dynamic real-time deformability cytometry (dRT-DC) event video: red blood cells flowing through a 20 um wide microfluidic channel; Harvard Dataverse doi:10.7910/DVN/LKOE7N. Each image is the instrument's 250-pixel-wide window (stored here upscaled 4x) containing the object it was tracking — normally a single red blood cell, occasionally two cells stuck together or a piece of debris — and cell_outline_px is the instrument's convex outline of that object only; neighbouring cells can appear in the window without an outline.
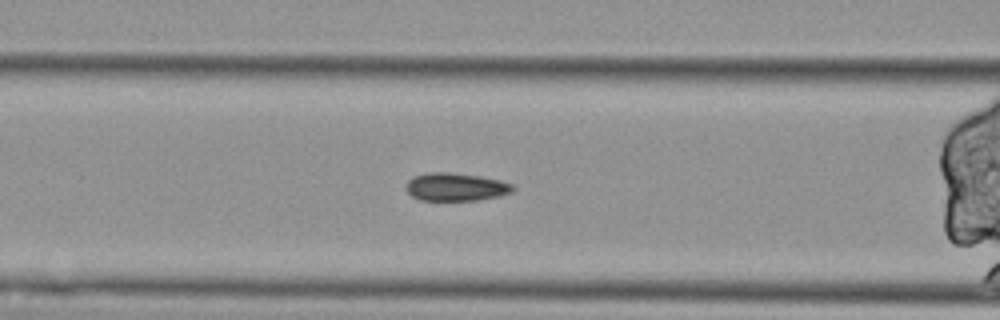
{"species": "Egyptian fruit bat (a non-hibernating species)", "species_latin": "Rousettus aegyptiacus", "temperature_condition": "cold", "stored_images_in_passage": 42, "segment_of_instrument_passage": [2, 2], "camera_frame_rate_fps": 3000, "um_per_image_px": 0.085, "animal": {"sex": "female"}, "frame": {"image": 1, "passage_image": 9, "time_ms": 2.667, "image_size_px": [1000, 320], "cell_outline_px": [[516, 188], [512, 192], [500, 196], [476, 200], [420, 200], [412, 196], [404, 188], [408, 180], [412, 176], [432, 172], [448, 172], [480, 176], [500, 180], [512, 184]], "centroid_in_image_um": [38.73, 15.89], "position_along_channel_um": 127.9, "area_um2": 17.51}}
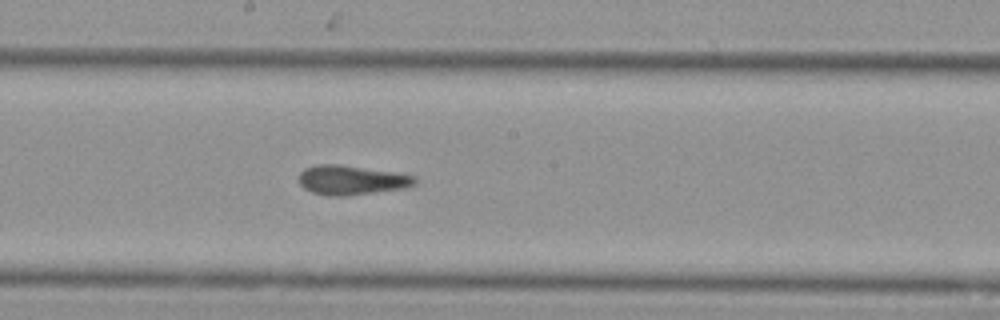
{"frame": {"image": 2, "passage_image": 17, "time_ms": 5.333, "image_size_px": [1000, 320], "cell_outline_px": [[416, 184], [404, 188], [344, 196], [328, 196], [312, 192], [304, 188], [300, 184], [300, 172], [304, 168], [316, 164], [340, 164], [392, 172], [416, 176]], "centroid_in_image_um": [29.85, 15.3], "position_along_channel_um": 218.4, "area_um2": 19.77}}
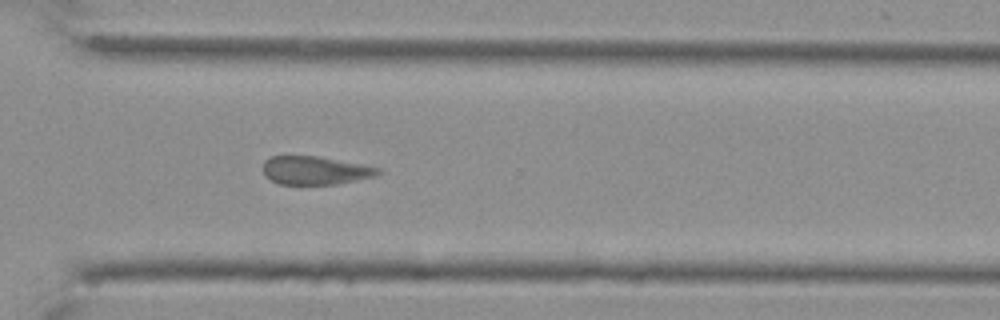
{"frame": {"image": 3, "passage_image": 28, "time_ms": 9.0, "image_size_px": [1000, 320], "cell_outline_px": [[380, 172], [372, 176], [336, 184], [280, 184], [264, 176], [264, 160], [272, 156], [320, 156], [380, 168]], "centroid_in_image_um": [26.74, 14.47], "position_along_channel_um": 343.9, "area_um2": 18.67}}